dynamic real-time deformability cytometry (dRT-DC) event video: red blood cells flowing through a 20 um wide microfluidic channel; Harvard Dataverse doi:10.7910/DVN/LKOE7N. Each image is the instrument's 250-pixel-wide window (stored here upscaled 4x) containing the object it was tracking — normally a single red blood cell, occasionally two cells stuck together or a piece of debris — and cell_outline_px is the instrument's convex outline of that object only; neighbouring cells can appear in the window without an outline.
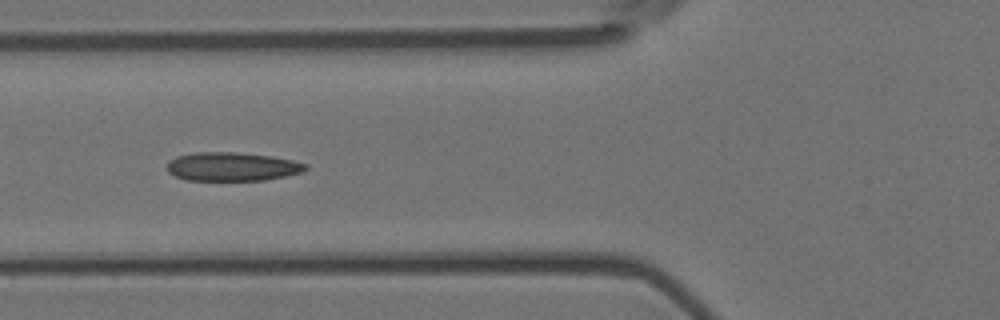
{"species": "Egyptian fruit bat (a non-hibernating species)", "species_latin": "Rousettus aegyptiacus", "temperature_condition": "room temperature", "stored_images_in_passage": 30, "camera_frame_rate_fps": 3000, "um_per_image_px": 0.085, "animal": {"sex": "female"}, "frame": {"image": 1, "passage_image": 5, "time_ms": 1.333, "image_size_px": [1000, 320], "cell_outline_px": [[308, 168], [304, 172], [264, 180], [188, 180], [176, 176], [168, 172], [168, 160], [176, 156], [196, 152], [236, 152], [272, 156], [292, 160], [308, 164]], "centroid_in_image_um": [19.75, 14.15], "position_along_channel_um": 106.1, "area_um2": 23.18}}
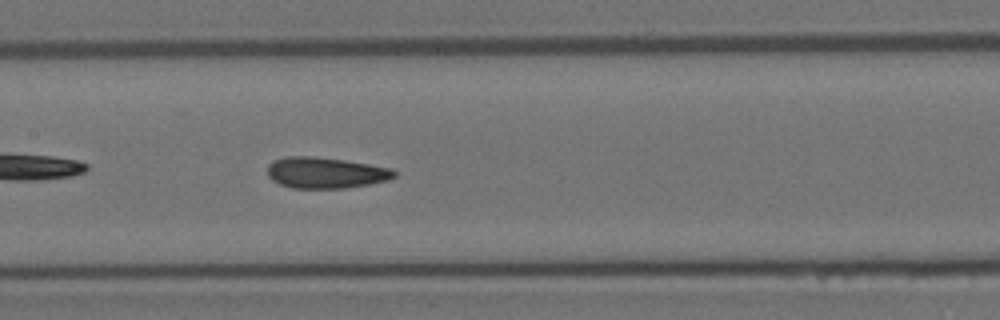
{"frame": {"image": 2, "passage_image": 11, "time_ms": 3.333, "image_size_px": [1000, 320], "cell_outline_px": [[396, 176], [388, 180], [368, 184], [344, 188], [292, 188], [280, 184], [272, 180], [268, 176], [268, 164], [276, 160], [288, 156], [308, 156], [344, 160], [392, 168], [396, 172]], "centroid_in_image_um": [27.68, 14.69], "position_along_channel_um": 179.7, "area_um2": 22.77}}
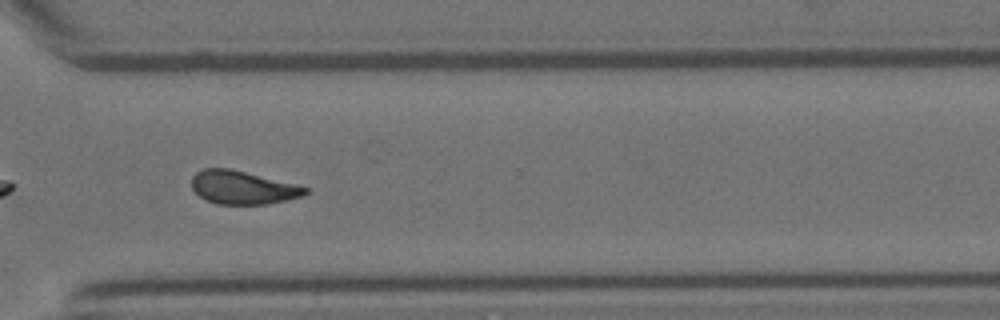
{"frame": {"image": 3, "passage_image": 25, "time_ms": 8.0, "image_size_px": [1000, 320], "cell_outline_px": [[308, 192], [304, 196], [268, 204], [216, 204], [204, 200], [192, 188], [192, 176], [196, 172], [204, 168], [228, 168], [296, 184], [308, 188]], "centroid_in_image_um": [20.62, 15.94], "position_along_channel_um": 350.0, "area_um2": 22.02}, "authors_computed_cell_mechanics": {"area_um2": 22.6865, "velocity_mm_per_s": 3.6564, "shape_relaxation_time_tau1_ms": null, "shape_relaxation_time_tau2_ms": 2.0942, "deformation_change_tau1": null, "deformation_change_tau2": 0.0775}}